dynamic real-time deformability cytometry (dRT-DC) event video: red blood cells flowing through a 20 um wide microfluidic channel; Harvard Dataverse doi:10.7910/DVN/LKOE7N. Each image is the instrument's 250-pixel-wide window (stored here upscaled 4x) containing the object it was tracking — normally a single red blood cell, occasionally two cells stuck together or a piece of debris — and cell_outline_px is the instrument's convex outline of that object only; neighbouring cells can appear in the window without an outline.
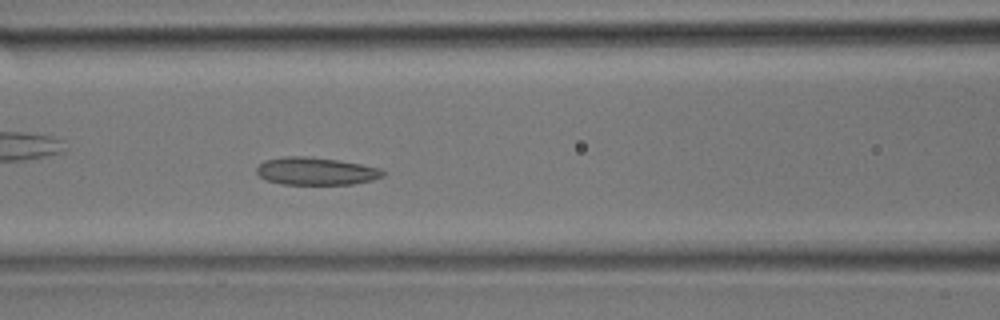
{"species": "common noctule bat (a hibernating species)", "species_latin": "Nyctalus noctula", "temperature_condition": "room temperature", "stored_images_in_passage": 13, "camera_frame_rate_fps": 3000, "um_per_image_px": 0.085, "animal": {"sex": "male", "body_mass_g": 17.9}, "frame": {"image": 1, "passage_image": 13, "time_ms": 4.0, "image_size_px": [1000, 320], "cell_outline_px": [[388, 172], [384, 176], [372, 180], [352, 184], [280, 184], [268, 180], [260, 176], [256, 172], [256, 168], [264, 160], [284, 156], [304, 156], [336, 160], [360, 164], [380, 168]], "centroid_in_image_um": [26.87, 14.55], "position_along_channel_um": 139.7, "area_um2": 20.29}}